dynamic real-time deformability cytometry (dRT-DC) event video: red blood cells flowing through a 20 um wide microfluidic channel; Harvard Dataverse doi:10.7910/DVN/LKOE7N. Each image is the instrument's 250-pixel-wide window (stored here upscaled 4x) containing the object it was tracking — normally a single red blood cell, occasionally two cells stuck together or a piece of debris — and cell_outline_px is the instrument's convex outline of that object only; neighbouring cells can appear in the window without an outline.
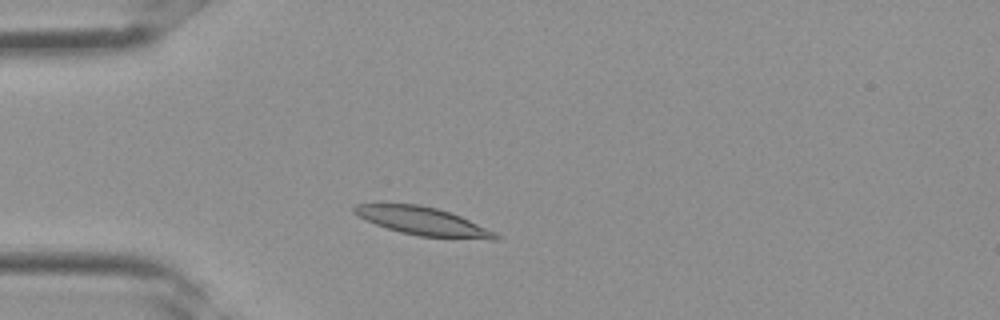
{"species": "Egyptian fruit bat (a non-hibernating species)", "species_latin": "Rousettus aegyptiacus", "temperature_condition": "room temperature", "stored_images_in_passage": 31, "camera_frame_rate_fps": 3000, "um_per_image_px": 0.085, "frame": {"image": 1, "passage_image": 5, "time_ms": 1.333, "image_size_px": [1000, 320], "cell_outline_px": [[500, 240], [492, 240], [420, 236], [400, 232], [376, 224], [352, 212], [352, 208], [356, 204], [420, 204], [436, 208], [460, 216], [496, 232], [500, 236]], "centroid_in_image_um": [36.0, 18.81], "position_along_channel_um": 49.0, "area_um2": 22.95}}
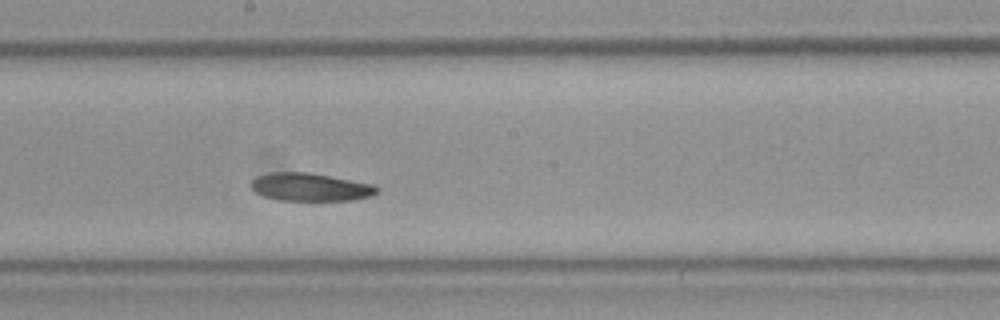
{"frame": {"image": 2, "passage_image": 15, "time_ms": 4.667, "image_size_px": [1000, 320], "cell_outline_px": [[380, 192], [372, 196], [352, 200], [280, 200], [264, 196], [256, 192], [252, 188], [252, 180], [256, 176], [268, 172], [308, 172], [376, 184], [380, 188]], "centroid_in_image_um": [26.44, 15.89], "position_along_channel_um": 221.8, "area_um2": 20.69}}
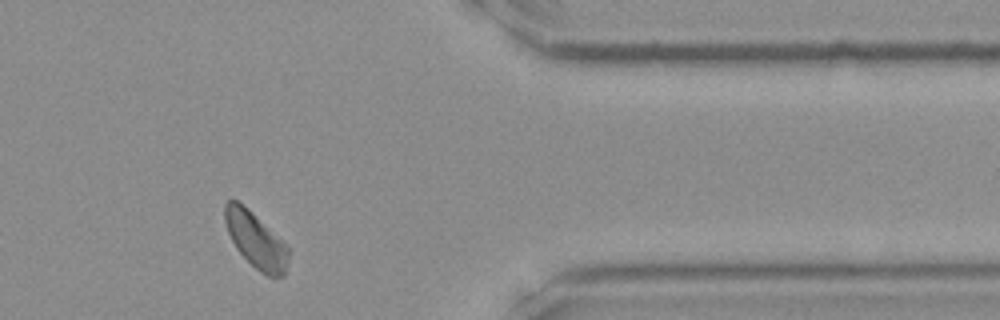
{"frame": {"image": 3, "passage_image": 25, "time_ms": 8.0, "image_size_px": [1000, 320], "cell_outline_px": [[288, 264], [284, 276], [268, 276], [260, 272], [236, 248], [228, 232], [224, 220], [224, 204], [228, 200], [236, 200], [248, 208], [288, 248]], "centroid_in_image_um": [21.71, 20.4], "position_along_channel_um": 389.7, "area_um2": 20.06}}